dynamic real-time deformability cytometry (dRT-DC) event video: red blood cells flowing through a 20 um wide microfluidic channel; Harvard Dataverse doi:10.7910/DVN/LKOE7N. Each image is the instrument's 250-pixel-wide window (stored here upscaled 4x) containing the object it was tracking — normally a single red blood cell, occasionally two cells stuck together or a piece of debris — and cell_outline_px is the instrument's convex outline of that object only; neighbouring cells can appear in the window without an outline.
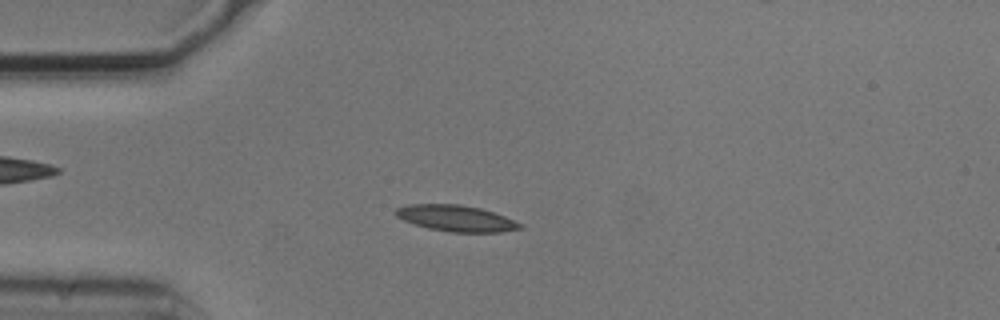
{"species": "common noctule bat (a hibernating species)", "species_latin": "Nyctalus noctula", "temperature_condition": "cold", "stored_images_in_passage": 55, "camera_frame_rate_fps": 3000, "um_per_image_px": 0.085, "animal": {"sex": "male", "body_mass_g": 20.5, "forearm_length_mm": 52.5}, "frame": {"image": 1, "passage_image": 14, "time_ms": 4.333, "image_size_px": [1000, 320], "cell_outline_px": [[524, 228], [500, 232], [452, 232], [428, 228], [404, 220], [396, 216], [396, 208], [408, 204], [460, 204], [480, 208], [504, 216], [524, 224]], "centroid_in_image_um": [38.8, 18.55], "position_along_channel_um": 46.2, "area_um2": 18.84}}
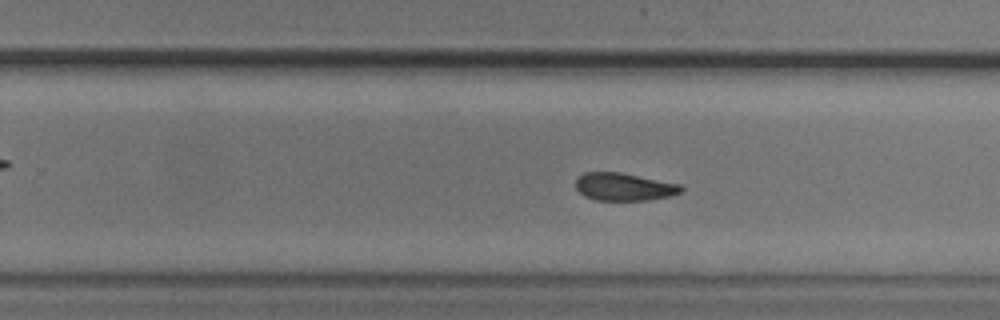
{"frame": {"image": 2, "passage_image": 34, "time_ms": 11.0, "image_size_px": [1000, 320], "cell_outline_px": [[684, 188], [680, 192], [672, 196], [648, 200], [596, 200], [584, 196], [576, 188], [576, 180], [584, 172], [620, 172], [680, 184]], "centroid_in_image_um": [53.05, 15.88], "position_along_channel_um": 276.7, "area_um2": 16.99}}
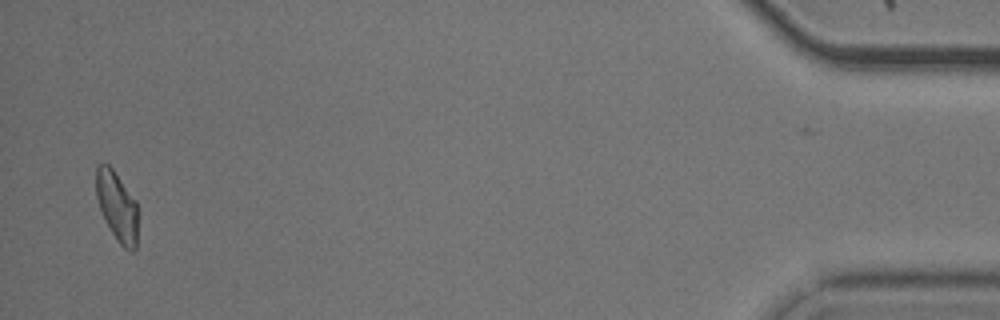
{"frame": {"image": 3, "passage_image": 53, "time_ms": 17.333, "image_size_px": [1000, 320], "cell_outline_px": [[140, 212], [136, 248], [132, 252], [124, 248], [116, 240], [104, 220], [96, 196], [96, 168], [100, 164], [108, 164], [112, 168], [136, 200]], "centroid_in_image_um": [10.0, 17.59], "position_along_channel_um": 425.2, "area_um2": 17.46}, "authors_computed_cell_mechanics": {"area_um2": 17.9758, "velocity_mm_per_s": 3.6998, "shape_relaxation_time_tau1_ms": 4.2792, "shape_relaxation_time_tau2_ms": 5.1033, "deformation_change_tau1": 0.1256, "deformation_change_tau2": 0.1215}}